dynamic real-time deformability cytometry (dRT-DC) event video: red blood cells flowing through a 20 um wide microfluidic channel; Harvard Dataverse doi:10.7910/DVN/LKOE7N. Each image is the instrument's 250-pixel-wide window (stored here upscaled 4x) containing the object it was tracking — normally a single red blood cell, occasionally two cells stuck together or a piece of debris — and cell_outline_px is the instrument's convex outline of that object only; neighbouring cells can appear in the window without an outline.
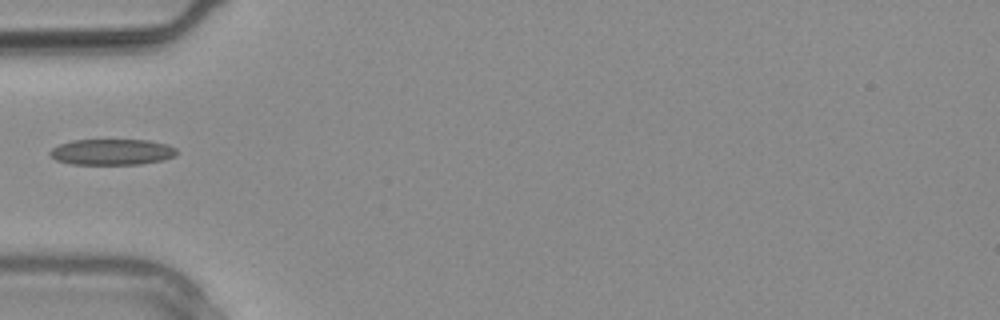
{"species": "common noctule bat (a hibernating species)", "species_latin": "Nyctalus noctula", "temperature_condition": "warm", "stored_images_in_passage": 2, "camera_frame_rate_fps": 3000, "um_per_image_px": 0.085, "animal": {"sex": "male", "body_mass_g": 20.4}, "frame": {"image": 1, "passage_image": 2, "time_ms": 0.333, "image_size_px": [1000, 320], "cell_outline_px": [[176, 156], [160, 160], [140, 164], [72, 164], [56, 160], [48, 152], [52, 148], [60, 144], [72, 140], [152, 140], [168, 144], [176, 148]], "centroid_in_image_um": [9.53, 12.91], "position_along_channel_um": 75.5, "area_um2": 19.13}}